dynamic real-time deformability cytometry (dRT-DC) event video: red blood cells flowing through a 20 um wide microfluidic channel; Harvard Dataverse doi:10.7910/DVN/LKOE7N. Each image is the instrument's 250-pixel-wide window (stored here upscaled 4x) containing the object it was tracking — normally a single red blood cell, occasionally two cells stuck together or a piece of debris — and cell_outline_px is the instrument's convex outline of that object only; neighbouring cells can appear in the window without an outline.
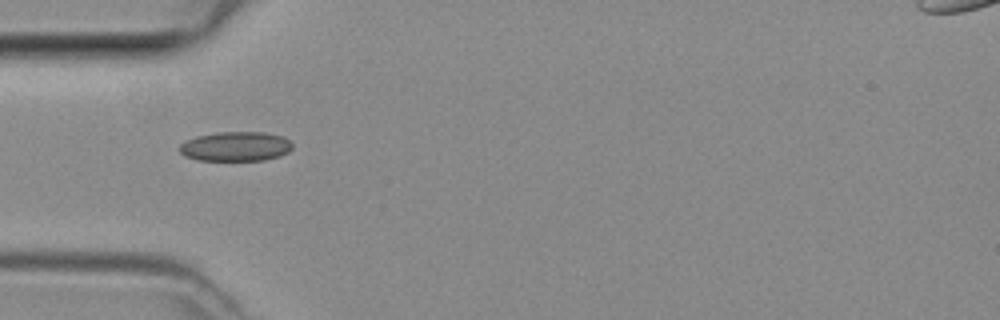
{"species": "common noctule bat (a hibernating species)", "species_latin": "Nyctalus noctula", "temperature_condition": "room temperature", "stored_images_in_passage": 3, "camera_frame_rate_fps": 3000, "um_per_image_px": 0.085, "animal": {"sex": "female", "body_mass_g": 29.2, "forearm_length_mm": 56.3}, "frame": {"image": 1, "passage_image": 3, "time_ms": 0.667, "image_size_px": [1000, 320], "cell_outline_px": [[292, 148], [288, 152], [280, 156], [264, 160], [196, 160], [184, 156], [180, 152], [180, 144], [196, 136], [220, 132], [264, 132], [284, 136], [292, 144]], "centroid_in_image_um": [20.05, 12.45], "position_along_channel_um": 65.0, "area_um2": 19.42}}